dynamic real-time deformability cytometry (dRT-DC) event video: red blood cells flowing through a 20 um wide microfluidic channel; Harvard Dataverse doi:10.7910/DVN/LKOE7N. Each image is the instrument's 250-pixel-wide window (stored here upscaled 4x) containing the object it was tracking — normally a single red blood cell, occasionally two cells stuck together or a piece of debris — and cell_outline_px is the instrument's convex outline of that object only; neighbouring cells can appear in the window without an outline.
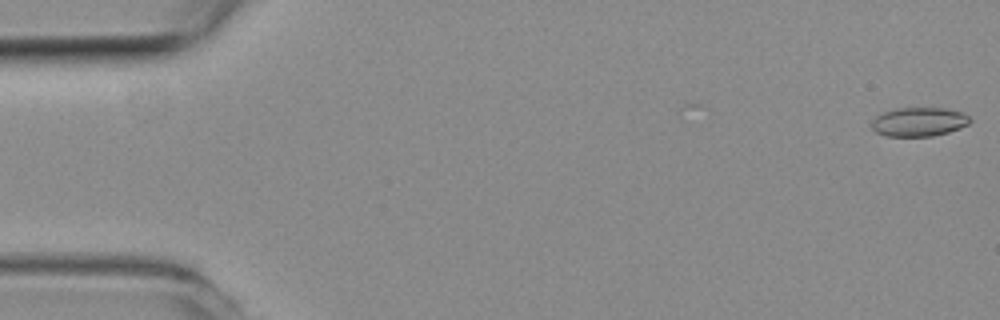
{"species": "common noctule bat (a hibernating species)", "species_latin": "Nyctalus noctula", "temperature_condition": "room temperature", "stored_images_in_passage": 51, "camera_frame_rate_fps": 3000, "um_per_image_px": 0.085, "animal": {"sex": "female", "body_mass_g": 19.3, "forearm_length_mm": 54.1}, "frame": {"image": 1, "passage_image": 1, "time_ms": 0.0, "image_size_px": [1000, 320], "cell_outline_px": [[972, 120], [968, 124], [960, 128], [948, 132], [932, 136], [888, 136], [876, 132], [872, 128], [872, 120], [876, 116], [884, 112], [896, 108], [944, 108], [960, 112], [968, 116]], "centroid_in_image_um": [78.1, 10.36], "position_along_channel_um": 6.9, "area_um2": 16.47}}
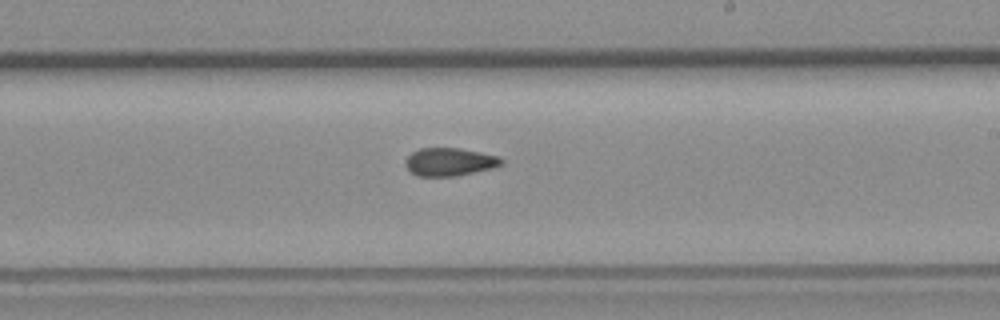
{"frame": {"image": 2, "passage_image": 30, "time_ms": 9.667, "image_size_px": [1000, 320], "cell_outline_px": [[504, 164], [492, 168], [456, 176], [416, 176], [404, 164], [404, 160], [412, 152], [420, 148], [460, 148], [500, 156], [504, 160]], "centroid_in_image_um": [38.23, 13.75], "position_along_channel_um": 250.8, "area_um2": 15.78}}
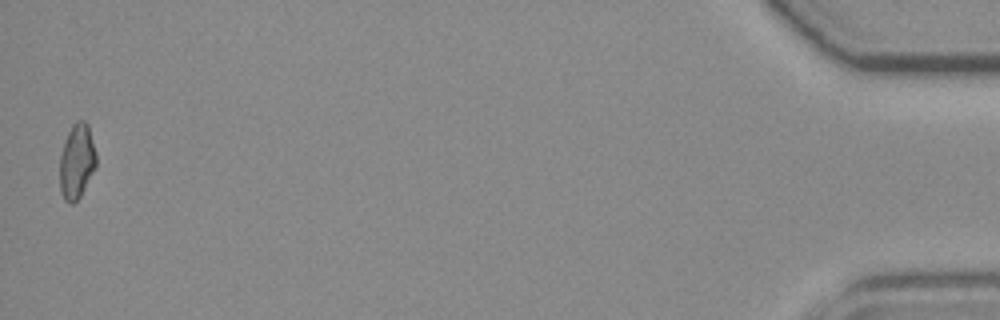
{"frame": {"image": 3, "passage_image": 51, "time_ms": 16.667, "image_size_px": [1000, 320], "cell_outline_px": [[96, 164], [80, 196], [72, 204], [68, 204], [64, 200], [60, 192], [60, 156], [68, 132], [72, 124], [76, 120], [84, 120], [88, 124], [96, 152]], "centroid_in_image_um": [6.51, 13.7], "position_along_channel_um": 428.7, "area_um2": 15.78}, "authors_computed_cell_mechanics": {"area_um2": 16.0684, "velocity_mm_per_s": 3.9982, "shape_relaxation_time_tau1_ms": null, "shape_relaxation_time_tau2_ms": 3.0045, "deformation_change_tau1": null, "deformation_change_tau2": 0.0966}}